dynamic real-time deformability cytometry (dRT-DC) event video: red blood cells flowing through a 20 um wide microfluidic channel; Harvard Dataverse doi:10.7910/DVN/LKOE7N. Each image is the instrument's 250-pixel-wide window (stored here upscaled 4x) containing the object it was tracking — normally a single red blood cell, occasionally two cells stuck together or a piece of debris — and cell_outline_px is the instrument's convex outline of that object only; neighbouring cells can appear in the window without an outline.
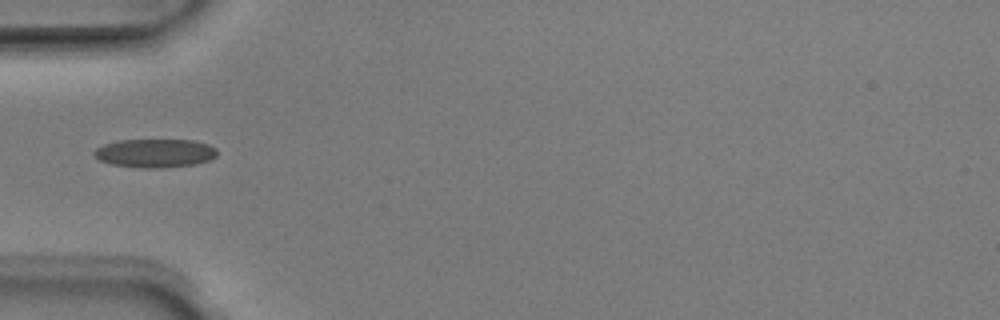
{"species": "Egyptian fruit bat (a non-hibernating species)", "species_latin": "Rousettus aegyptiacus", "temperature_condition": "room temperature", "stored_images_in_passage": 5, "camera_frame_rate_fps": 3000, "um_per_image_px": 0.085, "animal": {"sex": "male"}, "frame": {"image": 1, "passage_image": 5, "time_ms": 1.333, "image_size_px": [1000, 320], "cell_outline_px": [[216, 156], [208, 160], [196, 164], [156, 168], [140, 168], [112, 164], [100, 160], [92, 156], [92, 152], [96, 148], [104, 144], [120, 140], [192, 140], [208, 144], [216, 148]], "centroid_in_image_um": [13.14, 13.01], "position_along_channel_um": 71.9, "area_um2": 20.46}}